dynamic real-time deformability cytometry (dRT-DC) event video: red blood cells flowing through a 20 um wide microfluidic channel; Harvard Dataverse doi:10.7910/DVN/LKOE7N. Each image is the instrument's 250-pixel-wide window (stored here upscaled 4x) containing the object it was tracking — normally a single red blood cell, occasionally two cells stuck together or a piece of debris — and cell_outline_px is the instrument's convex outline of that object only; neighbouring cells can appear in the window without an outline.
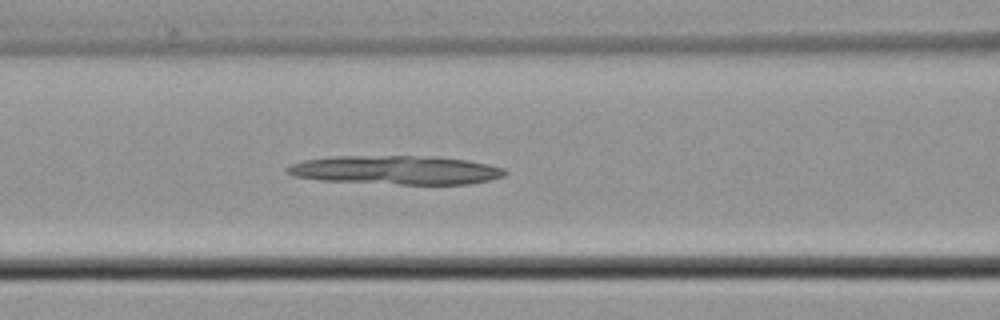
{"species": "common noctule bat (a hibernating species)", "species_latin": "Nyctalus noctula", "temperature_condition": "cold", "stored_images_in_passage": 53, "camera_frame_rate_fps": 3000, "um_per_image_px": 0.085, "animal": {"sex": "male", "body_mass_g": 21.5, "forearm_length_mm": 52.0}, "frame": {"image": 1, "passage_image": 23, "time_ms": 7.333, "image_size_px": [1000, 320], "cell_outline_px": [[508, 172], [504, 176], [488, 180], [468, 184], [400, 184], [320, 180], [292, 176], [284, 172], [284, 168], [292, 164], [304, 160], [332, 156], [412, 156], [468, 160], [504, 168]], "centroid_in_image_um": [33.59, 14.46], "position_along_channel_um": 133.0, "area_um2": 36.3}}
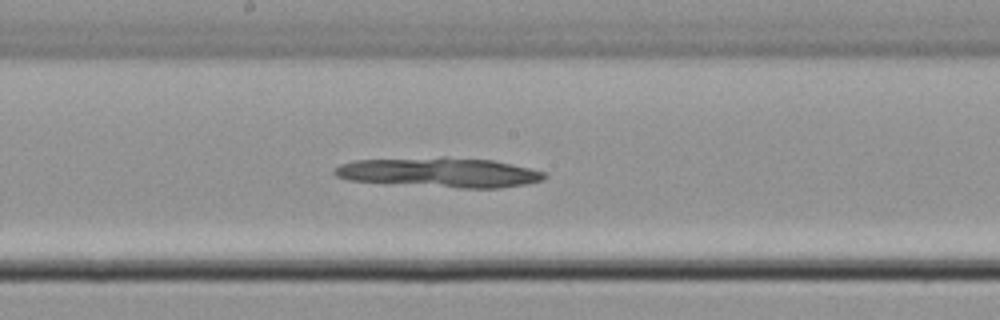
{"frame": {"image": 2, "passage_image": 29, "time_ms": 9.333, "image_size_px": [1000, 320], "cell_outline_px": [[548, 176], [540, 180], [524, 184], [500, 188], [460, 188], [348, 180], [336, 176], [332, 172], [340, 164], [356, 160], [444, 156], [448, 156], [492, 160], [512, 164], [544, 172]], "centroid_in_image_um": [37.35, 14.64], "position_along_channel_um": 210.9, "area_um2": 36.36}}
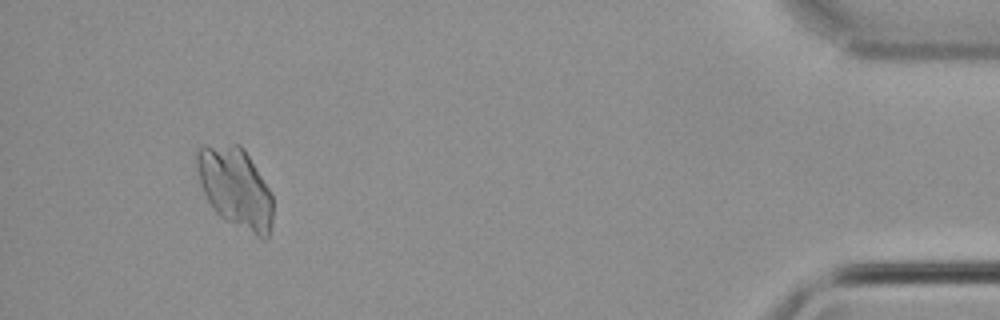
{"frame": {"image": 3, "passage_image": 50, "time_ms": 16.333, "image_size_px": [1000, 320], "cell_outline_px": [[272, 224], [268, 236], [264, 240], [260, 240], [224, 220], [212, 208], [200, 184], [196, 168], [196, 148], [204, 144], [240, 144], [244, 148], [268, 188], [272, 196]], "centroid_in_image_um": [19.99, 15.97], "position_along_channel_um": 415.2, "area_um2": 36.13}}